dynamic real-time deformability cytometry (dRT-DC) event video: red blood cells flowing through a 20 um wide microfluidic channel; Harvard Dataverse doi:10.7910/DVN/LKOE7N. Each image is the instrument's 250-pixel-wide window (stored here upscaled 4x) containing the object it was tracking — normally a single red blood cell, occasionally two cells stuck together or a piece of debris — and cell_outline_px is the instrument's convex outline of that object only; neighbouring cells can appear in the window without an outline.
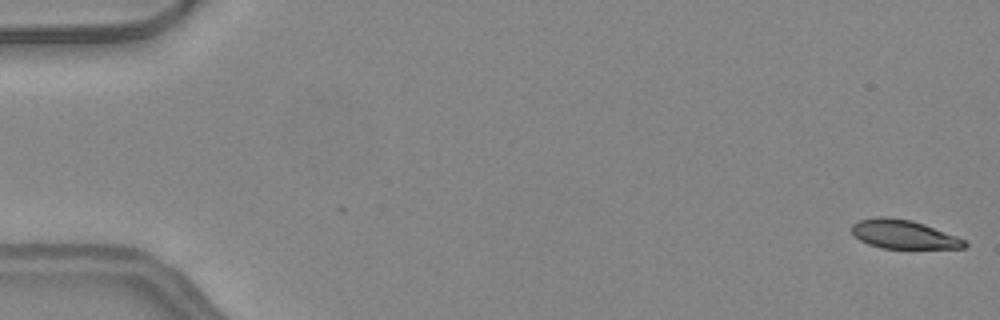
{"species": "common noctule bat (a hibernating species)", "species_latin": "Nyctalus noctula", "temperature_condition": "warm", "stored_images_in_passage": 49, "camera_frame_rate_fps": 3000, "um_per_image_px": 0.085, "animal": {"sex": "female", "body_mass_g": 24.6, "forearm_length_mm": 56.2}, "frame": {"image": 1, "passage_image": 1, "time_ms": 0.0, "image_size_px": [1000, 320], "cell_outline_px": [[968, 244], [964, 248], [880, 248], [868, 244], [860, 240], [852, 232], [852, 224], [860, 220], [876, 216], [884, 216], [912, 220], [924, 224], [956, 236], [964, 240]], "centroid_in_image_um": [76.78, 19.91], "position_along_channel_um": 8.2, "area_um2": 18.79}}
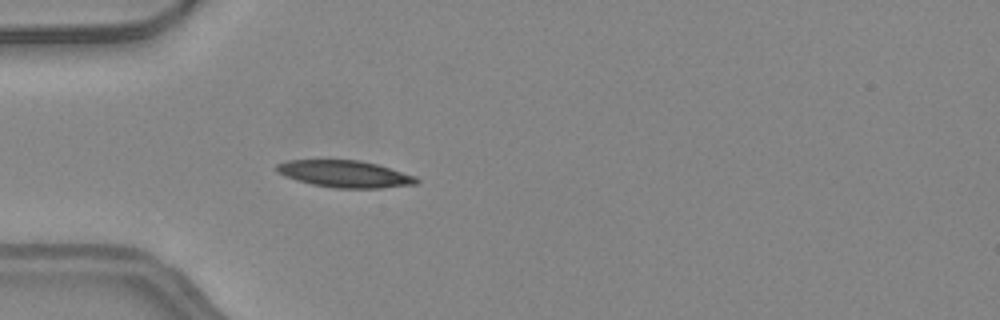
{"frame": {"image": 2, "passage_image": 15, "time_ms": 4.667, "image_size_px": [1000, 320], "cell_outline_px": [[420, 180], [416, 184], [380, 188], [336, 188], [312, 184], [296, 180], [284, 176], [276, 172], [276, 164], [288, 160], [360, 160], [376, 164], [416, 176]], "centroid_in_image_um": [29.29, 14.78], "position_along_channel_um": 55.7, "area_um2": 21.91}}
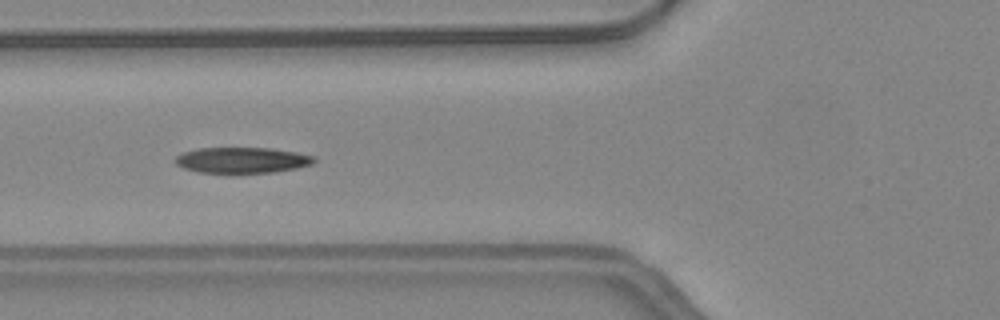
{"frame": {"image": 3, "passage_image": 19, "time_ms": 6.0, "image_size_px": [1000, 320], "cell_outline_px": [[316, 160], [312, 164], [296, 168], [276, 172], [196, 172], [184, 168], [176, 164], [172, 160], [176, 156], [184, 152], [200, 148], [272, 148], [296, 152], [316, 156]], "centroid_in_image_um": [20.58, 13.6], "position_along_channel_um": 105.2, "area_um2": 20.81}, "authors_computed_cell_mechanics": {"area_um2": 21.0392, "velocity_mm_per_s": 4.2544, "shape_relaxation_time_tau1_ms": 8.8401, "shape_relaxation_time_tau2_ms": 2.118, "deformation_change_tau1": 0.238, "deformation_change_tau2": 0.087}}